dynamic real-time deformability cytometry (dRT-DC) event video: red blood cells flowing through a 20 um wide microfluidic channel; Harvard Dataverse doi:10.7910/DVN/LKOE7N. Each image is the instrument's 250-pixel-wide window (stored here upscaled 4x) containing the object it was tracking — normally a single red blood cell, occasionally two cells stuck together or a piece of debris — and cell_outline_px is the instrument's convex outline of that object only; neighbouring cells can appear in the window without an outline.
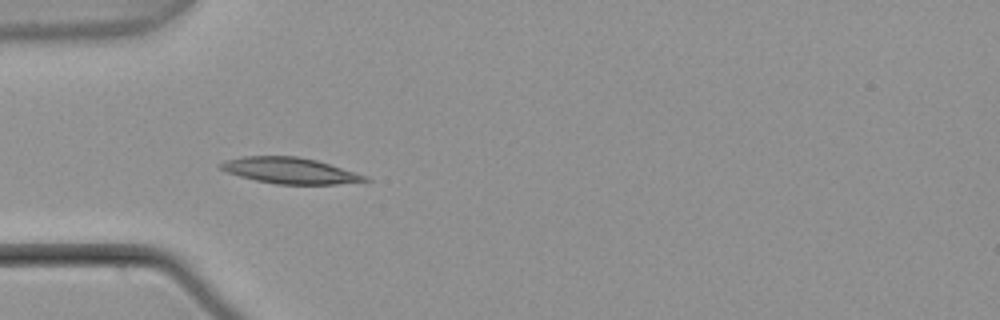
{"species": "common noctule bat (a hibernating species)", "species_latin": "Nyctalus noctula", "temperature_condition": "warm", "stored_images_in_passage": 4, "camera_frame_rate_fps": 3000, "um_per_image_px": 0.085, "animal": {"sex": "male", "body_mass_g": 21.5, "forearm_length_mm": 52.0}, "frame": {"image": 1, "passage_image": 4, "time_ms": 1.0, "image_size_px": [1000, 320], "cell_outline_px": [[372, 180], [336, 184], [276, 184], [256, 180], [240, 176], [228, 172], [220, 168], [216, 164], [224, 160], [244, 156], [296, 156], [316, 160], [368, 176]], "centroid_in_image_um": [24.62, 14.49], "position_along_channel_um": 60.4, "area_um2": 21.79}}